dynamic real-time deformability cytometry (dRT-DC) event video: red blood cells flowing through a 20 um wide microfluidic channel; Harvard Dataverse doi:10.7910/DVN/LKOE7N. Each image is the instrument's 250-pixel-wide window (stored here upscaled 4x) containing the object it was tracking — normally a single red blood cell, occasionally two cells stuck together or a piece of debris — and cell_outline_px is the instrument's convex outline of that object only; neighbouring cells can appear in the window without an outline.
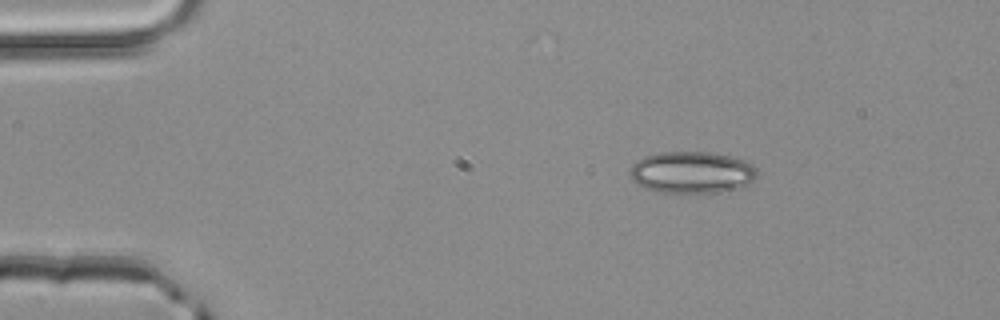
{"species": "common noctule bat (a hibernating species)", "species_latin": "Nyctalus noctula", "temperature_condition": "room temperature", "stored_images_in_passage": 2, "camera_frame_rate_fps": 3000, "um_per_image_px": 0.085, "animal": {"sex": "male", "body_mass_g": 20.4}, "frame": {"image": 1, "passage_image": 1, "time_ms": 0.0, "image_size_px": [1000, 320], "cell_outline_px": [[756, 176], [748, 184], [736, 188], [720, 192], [656, 192], [644, 188], [636, 184], [628, 176], [628, 172], [632, 164], [636, 160], [644, 156], [656, 152], [712, 152], [732, 156], [744, 160], [752, 164], [756, 168]], "centroid_in_image_um": [58.74, 14.64], "position_along_channel_um": 26.3, "area_um2": 31.27}}